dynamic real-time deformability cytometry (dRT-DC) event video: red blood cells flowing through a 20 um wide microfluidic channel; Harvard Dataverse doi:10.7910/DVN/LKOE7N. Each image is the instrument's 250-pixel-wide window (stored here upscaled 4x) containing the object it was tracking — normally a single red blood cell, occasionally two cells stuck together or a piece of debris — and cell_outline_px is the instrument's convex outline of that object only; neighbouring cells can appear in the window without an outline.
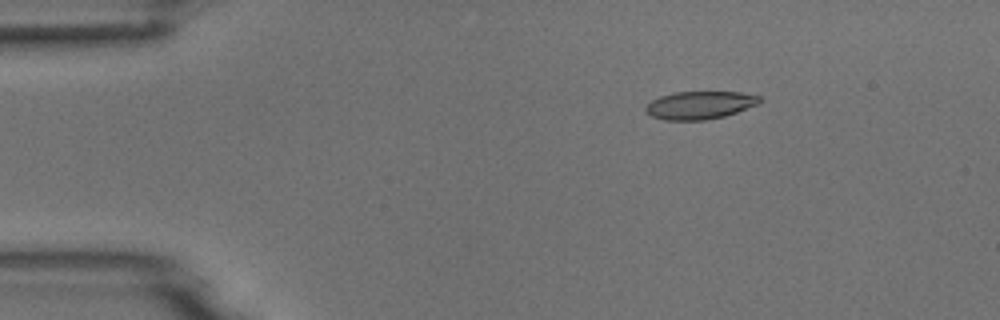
{"species": "common noctule bat (a hibernating species)", "species_latin": "Nyctalus noctula", "temperature_condition": "room temperature", "stored_images_in_passage": 5, "camera_frame_rate_fps": 3000, "um_per_image_px": 0.085, "animal": {"sex": "male", "body_mass_g": 18.8}, "frame": {"image": 1, "passage_image": 3, "time_ms": 0.667, "image_size_px": [1000, 320], "cell_outline_px": [[760, 104], [724, 116], [708, 120], [664, 120], [652, 116], [644, 112], [644, 108], [652, 100], [660, 96], [672, 92], [740, 92], [760, 96]], "centroid_in_image_um": [59.47, 8.94], "position_along_channel_um": 25.5, "area_um2": 18.61}}